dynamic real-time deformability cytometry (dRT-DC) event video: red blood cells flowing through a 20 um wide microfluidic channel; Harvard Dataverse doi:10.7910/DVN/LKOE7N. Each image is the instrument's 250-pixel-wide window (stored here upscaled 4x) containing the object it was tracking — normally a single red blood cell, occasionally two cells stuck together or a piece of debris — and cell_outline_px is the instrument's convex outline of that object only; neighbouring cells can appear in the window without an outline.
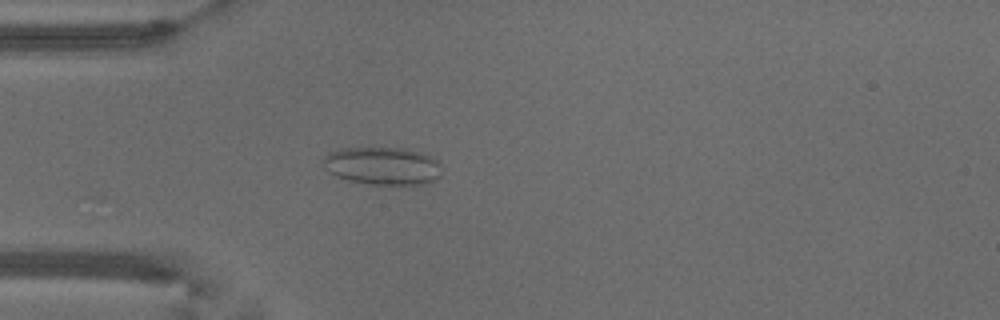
{"species": "common noctule bat (a hibernating species)", "species_latin": "Nyctalus noctula", "temperature_condition": "warm", "stored_images_in_passage": 6, "camera_frame_rate_fps": 3000, "um_per_image_px": 0.085, "animal": {"sex": "male", "body_mass_g": 18.8}, "frame": {"image": 1, "passage_image": 1, "time_ms": 0.0, "image_size_px": [1000, 320], "cell_outline_px": [[440, 176], [436, 180], [428, 184], [368, 184], [348, 180], [336, 176], [328, 172], [324, 168], [324, 156], [328, 152], [340, 148], [408, 148], [432, 156], [440, 160]], "centroid_in_image_um": [32.54, 14.09], "position_along_channel_um": 52.5, "area_um2": 26.47}}